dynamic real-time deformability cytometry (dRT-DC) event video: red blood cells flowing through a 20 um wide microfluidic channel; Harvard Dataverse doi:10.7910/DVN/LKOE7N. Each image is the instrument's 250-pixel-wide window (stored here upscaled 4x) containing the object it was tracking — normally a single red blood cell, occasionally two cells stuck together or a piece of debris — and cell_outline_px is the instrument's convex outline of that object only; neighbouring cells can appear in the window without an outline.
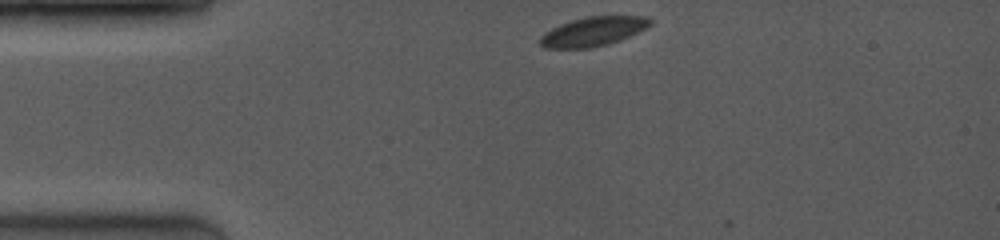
{"species": "common noctule bat (a hibernating species)", "species_latin": "Nyctalus noctula", "temperature_condition": "room temperature", "stored_images_in_passage": 3, "camera_frame_rate_fps": 4000, "um_per_image_px": 0.085, "animal": {"sex": "female", "body_mass_g": 19.0, "forearm_length_mm": 53.3}, "frame": {"image": 1, "passage_image": 1, "time_ms": 0.0, "image_size_px": [1000, 240], "cell_outline_px": [[652, 24], [620, 40], [608, 44], [592, 48], [544, 48], [540, 44], [540, 36], [544, 32], [560, 24], [572, 20], [588, 16], [648, 16], [652, 20]], "centroid_in_image_um": [50.39, 2.67], "position_along_channel_um": 34.6, "area_um2": 18.67}}